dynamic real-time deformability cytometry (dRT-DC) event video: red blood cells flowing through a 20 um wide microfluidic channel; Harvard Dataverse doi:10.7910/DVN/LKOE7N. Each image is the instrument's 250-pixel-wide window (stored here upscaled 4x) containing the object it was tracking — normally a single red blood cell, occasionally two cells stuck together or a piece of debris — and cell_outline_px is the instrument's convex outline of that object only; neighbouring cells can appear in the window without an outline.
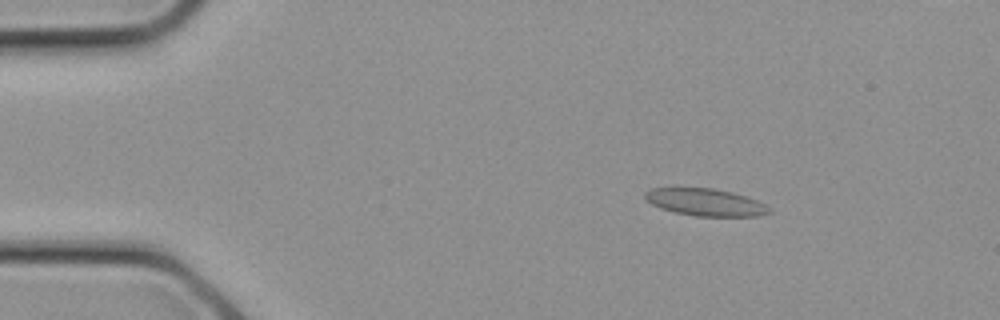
{"species": "common noctule bat (a hibernating species)", "species_latin": "Nyctalus noctula", "temperature_condition": "cold", "stored_images_in_passage": 28, "camera_frame_rate_fps": 3000, "um_per_image_px": 0.085, "animal": {"sex": "female", "body_mass_g": 21.9}, "frame": {"image": 1, "passage_image": 4, "time_ms": 1.0, "image_size_px": [1000, 320], "cell_outline_px": [[772, 212], [760, 216], [696, 216], [676, 212], [660, 208], [652, 204], [644, 196], [644, 192], [652, 188], [712, 188], [732, 192], [756, 200], [772, 208]], "centroid_in_image_um": [59.99, 17.19], "position_along_channel_um": 25.0, "area_um2": 19.59}}
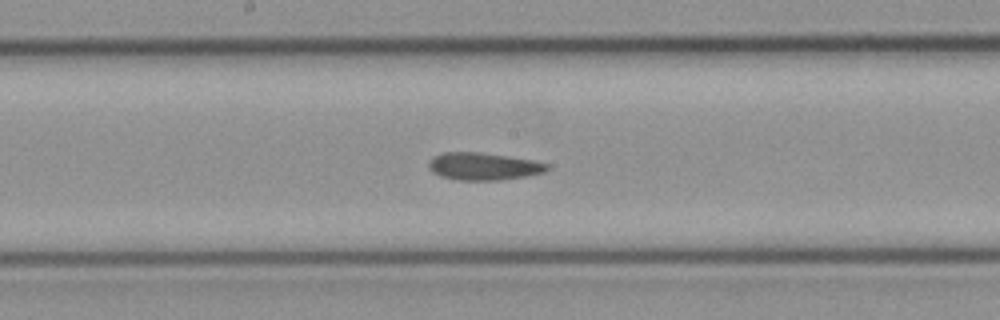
{"frame": {"image": 2, "passage_image": 14, "time_ms": 4.333, "image_size_px": [1000, 320], "cell_outline_px": [[548, 168], [544, 172], [524, 176], [500, 180], [456, 180], [440, 176], [432, 172], [428, 168], [428, 160], [432, 156], [444, 152], [480, 152], [508, 156], [532, 160], [548, 164]], "centroid_in_image_um": [41.02, 14.13], "position_along_channel_um": 207.2, "area_um2": 18.96}}
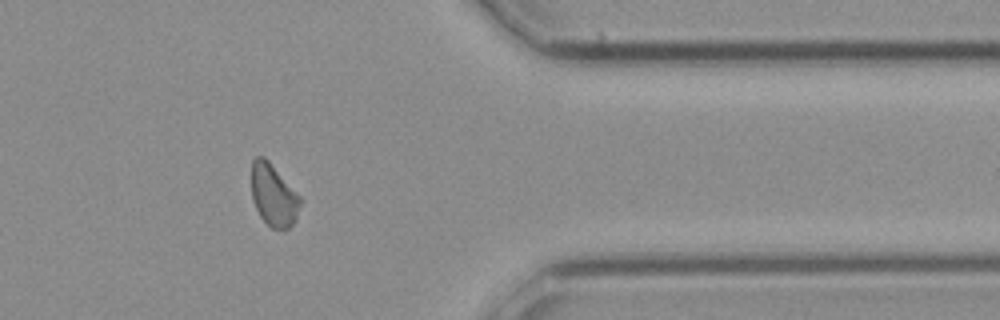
{"frame": {"image": 3, "passage_image": 22, "time_ms": 7.0, "image_size_px": [1000, 320], "cell_outline_px": [[300, 204], [296, 220], [284, 232], [272, 228], [260, 216], [252, 200], [252, 160], [256, 156], [264, 156], [268, 160], [300, 196]], "centroid_in_image_um": [23.25, 16.61], "position_along_channel_um": 388.2, "area_um2": 17.63}}